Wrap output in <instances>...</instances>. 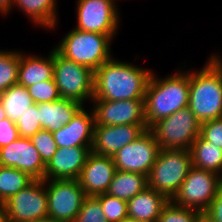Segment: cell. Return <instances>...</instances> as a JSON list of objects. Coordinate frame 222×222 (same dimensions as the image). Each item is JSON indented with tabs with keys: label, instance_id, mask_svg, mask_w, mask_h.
Segmentation results:
<instances>
[{
	"label": "cell",
	"instance_id": "1",
	"mask_svg": "<svg viewBox=\"0 0 222 222\" xmlns=\"http://www.w3.org/2000/svg\"><path fill=\"white\" fill-rule=\"evenodd\" d=\"M152 72L112 57L94 72L93 99L144 100Z\"/></svg>",
	"mask_w": 222,
	"mask_h": 222
},
{
	"label": "cell",
	"instance_id": "2",
	"mask_svg": "<svg viewBox=\"0 0 222 222\" xmlns=\"http://www.w3.org/2000/svg\"><path fill=\"white\" fill-rule=\"evenodd\" d=\"M152 72L145 98V121L149 129L158 120L188 107L190 70L176 71L165 78Z\"/></svg>",
	"mask_w": 222,
	"mask_h": 222
},
{
	"label": "cell",
	"instance_id": "3",
	"mask_svg": "<svg viewBox=\"0 0 222 222\" xmlns=\"http://www.w3.org/2000/svg\"><path fill=\"white\" fill-rule=\"evenodd\" d=\"M206 62L199 71H190L188 107L200 123L222 118V73Z\"/></svg>",
	"mask_w": 222,
	"mask_h": 222
},
{
	"label": "cell",
	"instance_id": "4",
	"mask_svg": "<svg viewBox=\"0 0 222 222\" xmlns=\"http://www.w3.org/2000/svg\"><path fill=\"white\" fill-rule=\"evenodd\" d=\"M114 36L116 35L85 32L73 28L54 47L66 59L95 72L112 58L111 43Z\"/></svg>",
	"mask_w": 222,
	"mask_h": 222
},
{
	"label": "cell",
	"instance_id": "5",
	"mask_svg": "<svg viewBox=\"0 0 222 222\" xmlns=\"http://www.w3.org/2000/svg\"><path fill=\"white\" fill-rule=\"evenodd\" d=\"M191 167L190 150L160 149L147 176L148 187L171 200L184 182Z\"/></svg>",
	"mask_w": 222,
	"mask_h": 222
},
{
	"label": "cell",
	"instance_id": "6",
	"mask_svg": "<svg viewBox=\"0 0 222 222\" xmlns=\"http://www.w3.org/2000/svg\"><path fill=\"white\" fill-rule=\"evenodd\" d=\"M54 80L61 98L79 102L84 106L92 102L94 72L83 65L66 59L54 48Z\"/></svg>",
	"mask_w": 222,
	"mask_h": 222
},
{
	"label": "cell",
	"instance_id": "7",
	"mask_svg": "<svg viewBox=\"0 0 222 222\" xmlns=\"http://www.w3.org/2000/svg\"><path fill=\"white\" fill-rule=\"evenodd\" d=\"M200 125L191 109L187 107L158 120L149 130L154 134L160 149L189 150L200 135Z\"/></svg>",
	"mask_w": 222,
	"mask_h": 222
},
{
	"label": "cell",
	"instance_id": "8",
	"mask_svg": "<svg viewBox=\"0 0 222 222\" xmlns=\"http://www.w3.org/2000/svg\"><path fill=\"white\" fill-rule=\"evenodd\" d=\"M222 177L214 172L191 167L171 201L204 213L216 197Z\"/></svg>",
	"mask_w": 222,
	"mask_h": 222
},
{
	"label": "cell",
	"instance_id": "9",
	"mask_svg": "<svg viewBox=\"0 0 222 222\" xmlns=\"http://www.w3.org/2000/svg\"><path fill=\"white\" fill-rule=\"evenodd\" d=\"M4 205L7 222H35L48 218L46 180L34 179Z\"/></svg>",
	"mask_w": 222,
	"mask_h": 222
},
{
	"label": "cell",
	"instance_id": "10",
	"mask_svg": "<svg viewBox=\"0 0 222 222\" xmlns=\"http://www.w3.org/2000/svg\"><path fill=\"white\" fill-rule=\"evenodd\" d=\"M48 218L74 222L86 197L77 179L46 180Z\"/></svg>",
	"mask_w": 222,
	"mask_h": 222
},
{
	"label": "cell",
	"instance_id": "11",
	"mask_svg": "<svg viewBox=\"0 0 222 222\" xmlns=\"http://www.w3.org/2000/svg\"><path fill=\"white\" fill-rule=\"evenodd\" d=\"M113 0H77L76 29L116 35L120 22L118 6Z\"/></svg>",
	"mask_w": 222,
	"mask_h": 222
},
{
	"label": "cell",
	"instance_id": "12",
	"mask_svg": "<svg viewBox=\"0 0 222 222\" xmlns=\"http://www.w3.org/2000/svg\"><path fill=\"white\" fill-rule=\"evenodd\" d=\"M160 151L154 134L148 129L134 142L121 148L113 156L116 170L142 173L148 176Z\"/></svg>",
	"mask_w": 222,
	"mask_h": 222
},
{
	"label": "cell",
	"instance_id": "13",
	"mask_svg": "<svg viewBox=\"0 0 222 222\" xmlns=\"http://www.w3.org/2000/svg\"><path fill=\"white\" fill-rule=\"evenodd\" d=\"M146 130H148L147 124L94 125L91 151L113 157Z\"/></svg>",
	"mask_w": 222,
	"mask_h": 222
},
{
	"label": "cell",
	"instance_id": "14",
	"mask_svg": "<svg viewBox=\"0 0 222 222\" xmlns=\"http://www.w3.org/2000/svg\"><path fill=\"white\" fill-rule=\"evenodd\" d=\"M95 125L146 124L144 100L92 99Z\"/></svg>",
	"mask_w": 222,
	"mask_h": 222
},
{
	"label": "cell",
	"instance_id": "15",
	"mask_svg": "<svg viewBox=\"0 0 222 222\" xmlns=\"http://www.w3.org/2000/svg\"><path fill=\"white\" fill-rule=\"evenodd\" d=\"M0 165L28 173L32 178L44 180L45 163L30 138L19 137L0 148Z\"/></svg>",
	"mask_w": 222,
	"mask_h": 222
},
{
	"label": "cell",
	"instance_id": "16",
	"mask_svg": "<svg viewBox=\"0 0 222 222\" xmlns=\"http://www.w3.org/2000/svg\"><path fill=\"white\" fill-rule=\"evenodd\" d=\"M116 172L113 157L90 152L78 177L86 196L106 193Z\"/></svg>",
	"mask_w": 222,
	"mask_h": 222
},
{
	"label": "cell",
	"instance_id": "17",
	"mask_svg": "<svg viewBox=\"0 0 222 222\" xmlns=\"http://www.w3.org/2000/svg\"><path fill=\"white\" fill-rule=\"evenodd\" d=\"M90 152L91 146L57 147L45 165L44 180L78 179Z\"/></svg>",
	"mask_w": 222,
	"mask_h": 222
},
{
	"label": "cell",
	"instance_id": "18",
	"mask_svg": "<svg viewBox=\"0 0 222 222\" xmlns=\"http://www.w3.org/2000/svg\"><path fill=\"white\" fill-rule=\"evenodd\" d=\"M84 108L82 107L68 124L52 132L57 147L92 145L95 114L93 108L89 113Z\"/></svg>",
	"mask_w": 222,
	"mask_h": 222
},
{
	"label": "cell",
	"instance_id": "19",
	"mask_svg": "<svg viewBox=\"0 0 222 222\" xmlns=\"http://www.w3.org/2000/svg\"><path fill=\"white\" fill-rule=\"evenodd\" d=\"M54 48L47 57L30 55L21 51L18 67V85L26 88L54 78Z\"/></svg>",
	"mask_w": 222,
	"mask_h": 222
},
{
	"label": "cell",
	"instance_id": "20",
	"mask_svg": "<svg viewBox=\"0 0 222 222\" xmlns=\"http://www.w3.org/2000/svg\"><path fill=\"white\" fill-rule=\"evenodd\" d=\"M168 202L169 199L166 196L147 187L127 201L128 218L143 222H157Z\"/></svg>",
	"mask_w": 222,
	"mask_h": 222
},
{
	"label": "cell",
	"instance_id": "21",
	"mask_svg": "<svg viewBox=\"0 0 222 222\" xmlns=\"http://www.w3.org/2000/svg\"><path fill=\"white\" fill-rule=\"evenodd\" d=\"M83 107L77 101L60 98L54 102L38 103L39 121L42 129L54 132L68 124Z\"/></svg>",
	"mask_w": 222,
	"mask_h": 222
},
{
	"label": "cell",
	"instance_id": "22",
	"mask_svg": "<svg viewBox=\"0 0 222 222\" xmlns=\"http://www.w3.org/2000/svg\"><path fill=\"white\" fill-rule=\"evenodd\" d=\"M20 9L21 12L31 19L35 26L46 29L57 27V0H15L13 7Z\"/></svg>",
	"mask_w": 222,
	"mask_h": 222
},
{
	"label": "cell",
	"instance_id": "23",
	"mask_svg": "<svg viewBox=\"0 0 222 222\" xmlns=\"http://www.w3.org/2000/svg\"><path fill=\"white\" fill-rule=\"evenodd\" d=\"M192 166L214 172L222 177V149L200 135L190 147Z\"/></svg>",
	"mask_w": 222,
	"mask_h": 222
},
{
	"label": "cell",
	"instance_id": "24",
	"mask_svg": "<svg viewBox=\"0 0 222 222\" xmlns=\"http://www.w3.org/2000/svg\"><path fill=\"white\" fill-rule=\"evenodd\" d=\"M147 187L148 179L146 175L116 170L106 193L128 201Z\"/></svg>",
	"mask_w": 222,
	"mask_h": 222
},
{
	"label": "cell",
	"instance_id": "25",
	"mask_svg": "<svg viewBox=\"0 0 222 222\" xmlns=\"http://www.w3.org/2000/svg\"><path fill=\"white\" fill-rule=\"evenodd\" d=\"M0 103L6 111L7 118L14 122H17L25 110L34 104L28 88L18 84L0 94Z\"/></svg>",
	"mask_w": 222,
	"mask_h": 222
},
{
	"label": "cell",
	"instance_id": "26",
	"mask_svg": "<svg viewBox=\"0 0 222 222\" xmlns=\"http://www.w3.org/2000/svg\"><path fill=\"white\" fill-rule=\"evenodd\" d=\"M33 180L34 178L24 171L0 165V202L5 203Z\"/></svg>",
	"mask_w": 222,
	"mask_h": 222
},
{
	"label": "cell",
	"instance_id": "27",
	"mask_svg": "<svg viewBox=\"0 0 222 222\" xmlns=\"http://www.w3.org/2000/svg\"><path fill=\"white\" fill-rule=\"evenodd\" d=\"M20 52L0 50V94L18 83Z\"/></svg>",
	"mask_w": 222,
	"mask_h": 222
},
{
	"label": "cell",
	"instance_id": "28",
	"mask_svg": "<svg viewBox=\"0 0 222 222\" xmlns=\"http://www.w3.org/2000/svg\"><path fill=\"white\" fill-rule=\"evenodd\" d=\"M108 222H123L128 218L127 201L107 193L96 195Z\"/></svg>",
	"mask_w": 222,
	"mask_h": 222
},
{
	"label": "cell",
	"instance_id": "29",
	"mask_svg": "<svg viewBox=\"0 0 222 222\" xmlns=\"http://www.w3.org/2000/svg\"><path fill=\"white\" fill-rule=\"evenodd\" d=\"M201 214L198 210L179 206L169 200L157 222H196Z\"/></svg>",
	"mask_w": 222,
	"mask_h": 222
},
{
	"label": "cell",
	"instance_id": "30",
	"mask_svg": "<svg viewBox=\"0 0 222 222\" xmlns=\"http://www.w3.org/2000/svg\"><path fill=\"white\" fill-rule=\"evenodd\" d=\"M15 123L20 137H33L42 129L39 121L38 104L34 103L28 110H25L20 119Z\"/></svg>",
	"mask_w": 222,
	"mask_h": 222
},
{
	"label": "cell",
	"instance_id": "31",
	"mask_svg": "<svg viewBox=\"0 0 222 222\" xmlns=\"http://www.w3.org/2000/svg\"><path fill=\"white\" fill-rule=\"evenodd\" d=\"M74 222H108L96 196H86Z\"/></svg>",
	"mask_w": 222,
	"mask_h": 222
},
{
	"label": "cell",
	"instance_id": "32",
	"mask_svg": "<svg viewBox=\"0 0 222 222\" xmlns=\"http://www.w3.org/2000/svg\"><path fill=\"white\" fill-rule=\"evenodd\" d=\"M28 91L35 104L54 102L61 98L54 79L38 82L28 87Z\"/></svg>",
	"mask_w": 222,
	"mask_h": 222
},
{
	"label": "cell",
	"instance_id": "33",
	"mask_svg": "<svg viewBox=\"0 0 222 222\" xmlns=\"http://www.w3.org/2000/svg\"><path fill=\"white\" fill-rule=\"evenodd\" d=\"M30 140L41 155L42 161L47 164L57 150V145L52 132L46 129H41L31 137Z\"/></svg>",
	"mask_w": 222,
	"mask_h": 222
},
{
	"label": "cell",
	"instance_id": "34",
	"mask_svg": "<svg viewBox=\"0 0 222 222\" xmlns=\"http://www.w3.org/2000/svg\"><path fill=\"white\" fill-rule=\"evenodd\" d=\"M200 136L222 149V118L201 123Z\"/></svg>",
	"mask_w": 222,
	"mask_h": 222
},
{
	"label": "cell",
	"instance_id": "35",
	"mask_svg": "<svg viewBox=\"0 0 222 222\" xmlns=\"http://www.w3.org/2000/svg\"><path fill=\"white\" fill-rule=\"evenodd\" d=\"M19 137V132L14 121L9 118L0 121V148L7 146Z\"/></svg>",
	"mask_w": 222,
	"mask_h": 222
},
{
	"label": "cell",
	"instance_id": "36",
	"mask_svg": "<svg viewBox=\"0 0 222 222\" xmlns=\"http://www.w3.org/2000/svg\"><path fill=\"white\" fill-rule=\"evenodd\" d=\"M204 214L214 222H222V185Z\"/></svg>",
	"mask_w": 222,
	"mask_h": 222
},
{
	"label": "cell",
	"instance_id": "37",
	"mask_svg": "<svg viewBox=\"0 0 222 222\" xmlns=\"http://www.w3.org/2000/svg\"><path fill=\"white\" fill-rule=\"evenodd\" d=\"M14 1L15 0H0V14L7 15L8 12H11Z\"/></svg>",
	"mask_w": 222,
	"mask_h": 222
},
{
	"label": "cell",
	"instance_id": "38",
	"mask_svg": "<svg viewBox=\"0 0 222 222\" xmlns=\"http://www.w3.org/2000/svg\"><path fill=\"white\" fill-rule=\"evenodd\" d=\"M222 73V58L218 54H212L210 58H208Z\"/></svg>",
	"mask_w": 222,
	"mask_h": 222
},
{
	"label": "cell",
	"instance_id": "39",
	"mask_svg": "<svg viewBox=\"0 0 222 222\" xmlns=\"http://www.w3.org/2000/svg\"><path fill=\"white\" fill-rule=\"evenodd\" d=\"M0 222H7L4 203L0 202Z\"/></svg>",
	"mask_w": 222,
	"mask_h": 222
},
{
	"label": "cell",
	"instance_id": "40",
	"mask_svg": "<svg viewBox=\"0 0 222 222\" xmlns=\"http://www.w3.org/2000/svg\"><path fill=\"white\" fill-rule=\"evenodd\" d=\"M196 222H214L212 221L208 216H206L204 213H202Z\"/></svg>",
	"mask_w": 222,
	"mask_h": 222
},
{
	"label": "cell",
	"instance_id": "41",
	"mask_svg": "<svg viewBox=\"0 0 222 222\" xmlns=\"http://www.w3.org/2000/svg\"><path fill=\"white\" fill-rule=\"evenodd\" d=\"M7 118L6 111L3 109L2 104L0 103V121Z\"/></svg>",
	"mask_w": 222,
	"mask_h": 222
},
{
	"label": "cell",
	"instance_id": "42",
	"mask_svg": "<svg viewBox=\"0 0 222 222\" xmlns=\"http://www.w3.org/2000/svg\"><path fill=\"white\" fill-rule=\"evenodd\" d=\"M35 222H61V221H58V220L52 219V218H44V219H40V220L35 221Z\"/></svg>",
	"mask_w": 222,
	"mask_h": 222
},
{
	"label": "cell",
	"instance_id": "43",
	"mask_svg": "<svg viewBox=\"0 0 222 222\" xmlns=\"http://www.w3.org/2000/svg\"><path fill=\"white\" fill-rule=\"evenodd\" d=\"M123 222H143V221H138V220H134L131 218H126Z\"/></svg>",
	"mask_w": 222,
	"mask_h": 222
}]
</instances>
